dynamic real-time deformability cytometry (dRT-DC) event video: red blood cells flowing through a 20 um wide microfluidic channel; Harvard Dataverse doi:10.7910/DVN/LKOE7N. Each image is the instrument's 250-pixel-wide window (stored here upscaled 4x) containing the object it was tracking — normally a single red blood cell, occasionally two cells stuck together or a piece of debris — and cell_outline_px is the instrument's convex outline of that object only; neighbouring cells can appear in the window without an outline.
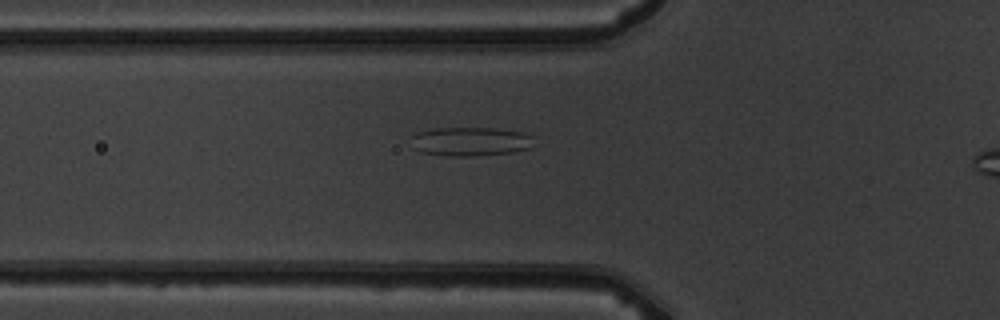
{"species": "common noctule bat (a hibernating species)", "species_latin": "Nyctalus noctula", "temperature_condition": "warm", "stored_images_in_passage": 7, "camera_frame_rate_fps": 3000, "um_per_image_px": 0.085, "animal": {"sex": "male", "body_mass_g": 19.5, "forearm_length_mm": 54.6}, "frame": {"image": 1, "passage_image": 7, "time_ms": 7.0, "image_size_px": [1000, 320], "cell_outline_px": [[532, 148], [512, 152], [472, 156], [452, 156], [420, 152], [412, 148], [412, 136], [416, 132], [432, 128], [492, 128], [524, 132], [532, 136]], "centroid_in_image_um": [39.97, 12.02], "position_along_channel_um": 85.8, "area_um2": 20.81}}